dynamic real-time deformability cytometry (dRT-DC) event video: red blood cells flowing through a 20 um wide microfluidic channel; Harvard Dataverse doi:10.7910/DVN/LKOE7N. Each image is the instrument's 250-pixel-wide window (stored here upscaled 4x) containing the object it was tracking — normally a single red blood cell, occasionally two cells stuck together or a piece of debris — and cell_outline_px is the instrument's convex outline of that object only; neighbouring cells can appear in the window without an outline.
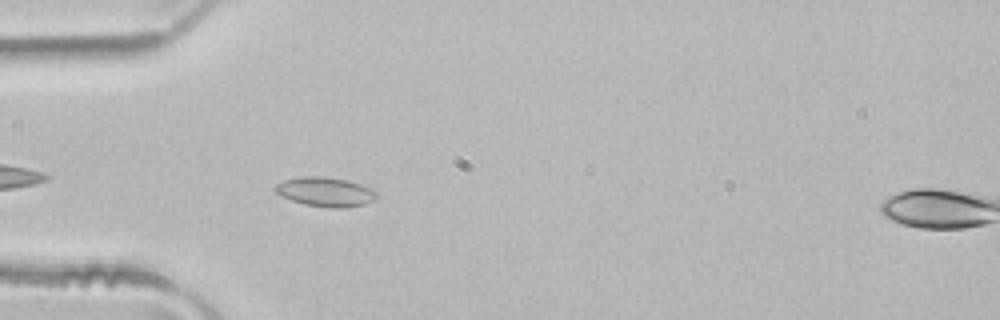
{"species": "common noctule bat (a hibernating species)", "species_latin": "Nyctalus noctula", "temperature_condition": "room temperature", "stored_images_in_passage": 6, "segment_of_instrument_passage": [1, 2], "camera_frame_rate_fps": 3000, "um_per_image_px": 0.085, "animal": {"sex": "male", "body_mass_g": 21.5, "forearm_length_mm": 52.0}, "frame": {"image": 1, "passage_image": 5, "time_ms": 1.333, "image_size_px": [1000, 320], "cell_outline_px": [[376, 196], [372, 200], [364, 204], [344, 208], [332, 208], [304, 204], [280, 196], [272, 188], [276, 184], [284, 180], [300, 176], [324, 176], [348, 180], [372, 188], [376, 192]], "centroid_in_image_um": [27.62, 16.29], "position_along_channel_um": 57.4, "area_um2": 17.4}}